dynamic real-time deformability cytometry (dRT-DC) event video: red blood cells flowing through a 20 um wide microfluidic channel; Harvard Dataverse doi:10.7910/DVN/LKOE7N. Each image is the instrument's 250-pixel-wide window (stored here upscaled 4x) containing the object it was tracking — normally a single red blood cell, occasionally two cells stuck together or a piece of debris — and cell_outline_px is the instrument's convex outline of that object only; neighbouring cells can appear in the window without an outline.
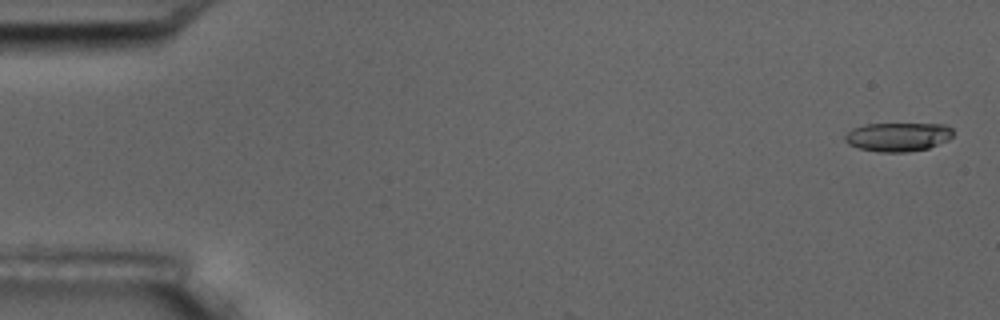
{"species": "common noctule bat (a hibernating species)", "species_latin": "Nyctalus noctula", "temperature_condition": "room temperature", "stored_images_in_passage": 3, "camera_frame_rate_fps": 3000, "um_per_image_px": 0.085, "animal": {"sex": "male", "body_mass_g": 17.5, "forearm_length_mm": 52.3}, "frame": {"image": 1, "passage_image": 1, "time_ms": 0.0, "image_size_px": [1000, 320], "cell_outline_px": [[952, 136], [948, 140], [928, 148], [908, 152], [880, 152], [860, 148], [848, 144], [844, 140], [844, 136], [852, 128], [864, 124], [944, 124], [952, 128]], "centroid_in_image_um": [76.31, 11.63], "position_along_channel_um": 8.7, "area_um2": 18.15}}